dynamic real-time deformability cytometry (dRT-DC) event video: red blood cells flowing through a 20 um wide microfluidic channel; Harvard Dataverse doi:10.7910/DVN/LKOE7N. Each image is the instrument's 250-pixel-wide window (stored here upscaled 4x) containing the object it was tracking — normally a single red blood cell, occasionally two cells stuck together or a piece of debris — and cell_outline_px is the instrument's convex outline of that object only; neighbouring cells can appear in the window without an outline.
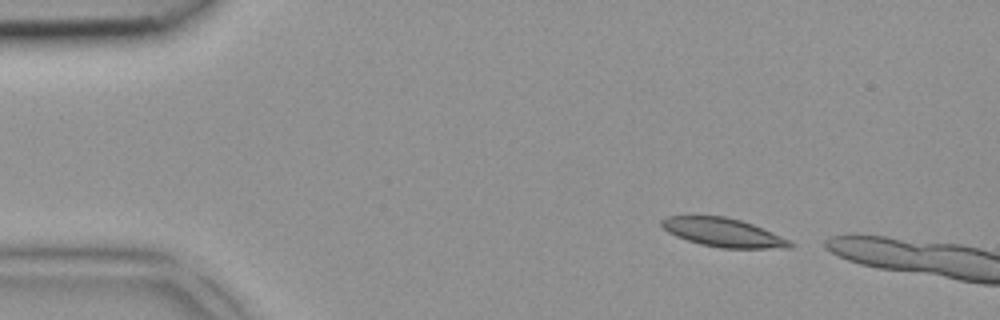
{"species": "common noctule bat (a hibernating species)", "species_latin": "Nyctalus noctula", "temperature_condition": "room temperature", "stored_images_in_passage": 2, "camera_frame_rate_fps": 3000, "um_per_image_px": 0.085, "animal": {"sex": "female", "body_mass_g": 18.4}, "frame": {"image": 1, "passage_image": 1, "time_ms": 0.0, "image_size_px": [1000, 320], "cell_outline_px": [[796, 244], [792, 248], [720, 248], [700, 244], [676, 236], [668, 232], [660, 224], [660, 220], [668, 216], [724, 216], [740, 220], [752, 224], [792, 240]], "centroid_in_image_um": [61.52, 19.77], "position_along_channel_um": 23.5, "area_um2": 21.5}}